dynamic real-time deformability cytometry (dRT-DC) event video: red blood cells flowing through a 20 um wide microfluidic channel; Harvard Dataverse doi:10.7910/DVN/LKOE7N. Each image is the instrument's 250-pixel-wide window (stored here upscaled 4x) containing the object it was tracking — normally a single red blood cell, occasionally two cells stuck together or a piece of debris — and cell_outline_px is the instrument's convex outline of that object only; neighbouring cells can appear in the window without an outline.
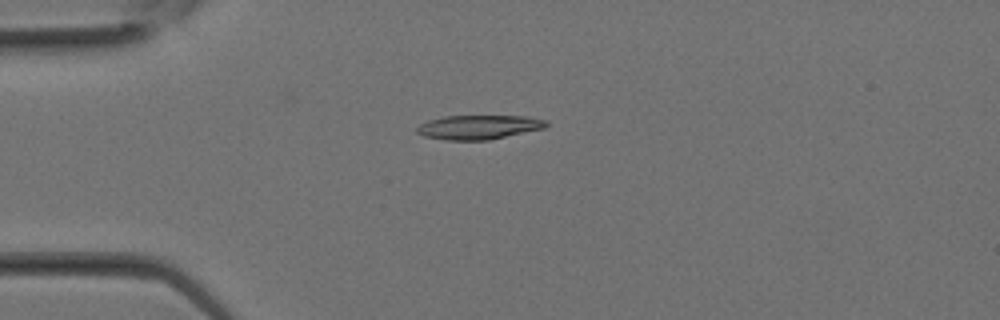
{"species": "Egyptian fruit bat (a non-hibernating species)", "species_latin": "Rousettus aegyptiacus", "temperature_condition": "room temperature", "stored_images_in_passage": 13, "camera_frame_rate_fps": 3000, "um_per_image_px": 0.085, "animal": {"sex": "female"}, "frame": {"image": 1, "passage_image": 8, "time_ms": 2.333, "image_size_px": [1000, 320], "cell_outline_px": [[548, 124], [544, 128], [488, 140], [448, 140], [424, 136], [416, 132], [416, 128], [420, 124], [428, 120], [444, 116], [528, 116], [548, 120]], "centroid_in_image_um": [40.69, 10.8], "position_along_channel_um": 44.3, "area_um2": 18.21}}
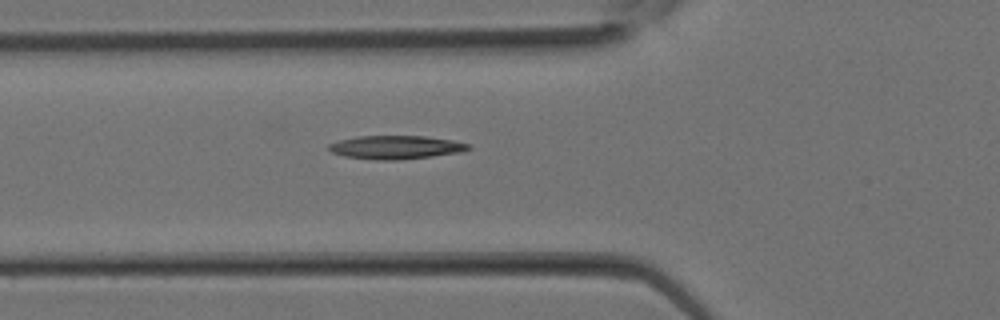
{"frame": {"image": 2, "passage_image": 11, "time_ms": 3.333, "image_size_px": [1000, 320], "cell_outline_px": [[472, 148], [460, 152], [432, 156], [400, 160], [376, 160], [344, 156], [332, 152], [328, 148], [328, 144], [340, 140], [356, 136], [424, 136], [452, 140], [468, 144]], "centroid_in_image_um": [33.63, 12.52], "position_along_channel_um": 92.2, "area_um2": 19.02}}
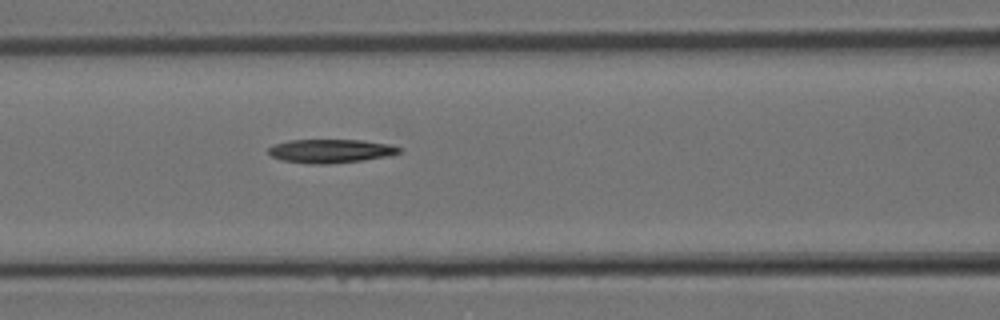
{"frame": {"image": 3, "passage_image": 13, "time_ms": 4.0, "image_size_px": [1000, 320], "cell_outline_px": [[404, 148], [400, 152], [392, 156], [364, 160], [328, 164], [312, 164], [280, 160], [272, 156], [268, 152], [268, 148], [272, 144], [288, 140], [360, 140], [392, 144]], "centroid_in_image_um": [28.14, 12.83], "position_along_channel_um": 138.5, "area_um2": 18.38}}